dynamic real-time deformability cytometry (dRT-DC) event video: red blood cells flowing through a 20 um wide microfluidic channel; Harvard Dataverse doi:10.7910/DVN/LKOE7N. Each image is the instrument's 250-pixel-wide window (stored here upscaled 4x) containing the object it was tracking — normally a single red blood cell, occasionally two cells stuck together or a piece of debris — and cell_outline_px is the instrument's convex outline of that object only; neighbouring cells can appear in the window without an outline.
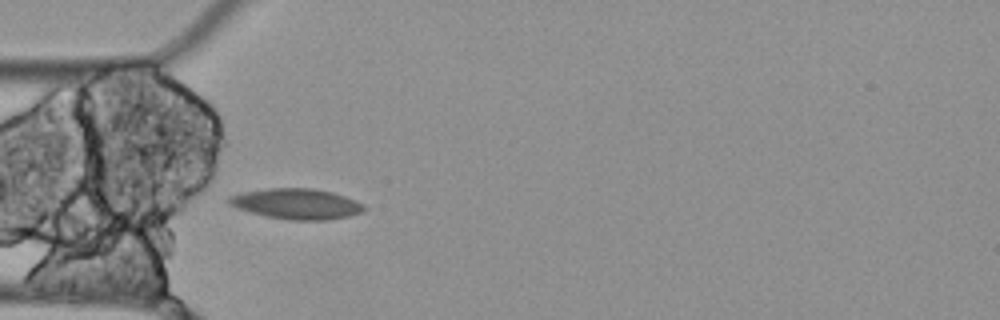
{"species": "Egyptian fruit bat (a non-hibernating species)", "species_latin": "Rousettus aegyptiacus", "temperature_condition": "cold", "stored_images_in_passage": 8, "camera_frame_rate_fps": 3000, "um_per_image_px": 0.085, "animal": {"sex": "female"}, "frame": {"image": 1, "passage_image": 3, "time_ms": 0.667, "image_size_px": [1000, 320], "cell_outline_px": [[364, 208], [360, 212], [348, 216], [324, 220], [292, 220], [268, 216], [252, 212], [228, 204], [228, 196], [240, 192], [268, 188], [312, 188], [332, 192], [356, 200], [364, 204]], "centroid_in_image_um": [25.19, 17.31], "position_along_channel_um": 59.8, "area_um2": 23.76}}
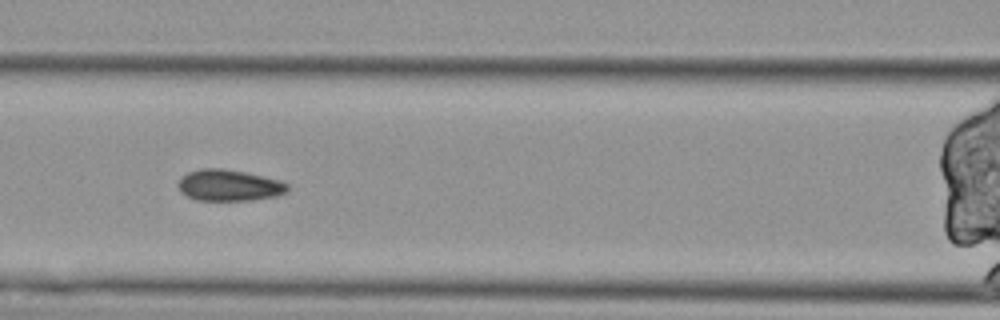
{"frame": {"image": 2, "passage_image": 5, "time_ms": 1.333, "image_size_px": [1000, 320], "cell_outline_px": [[288, 192], [276, 196], [248, 200], [196, 200], [180, 192], [176, 184], [180, 176], [188, 172], [200, 168], [224, 168], [248, 172], [280, 180], [288, 184]], "centroid_in_image_um": [19.44, 15.73], "position_along_channel_um": 147.2, "area_um2": 20.29}}
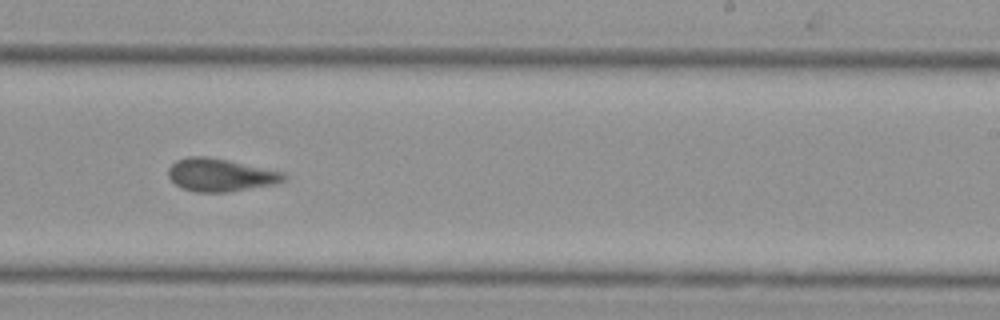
{"frame": {"image": 3, "passage_image": 8, "time_ms": 2.333, "image_size_px": [1000, 320], "cell_outline_px": [[288, 180], [276, 184], [228, 192], [196, 192], [180, 188], [168, 176], [168, 168], [176, 160], [188, 156], [204, 156], [228, 160], [284, 172], [288, 176]], "centroid_in_image_um": [18.76, 14.88], "position_along_channel_um": 270.2, "area_um2": 22.31}}